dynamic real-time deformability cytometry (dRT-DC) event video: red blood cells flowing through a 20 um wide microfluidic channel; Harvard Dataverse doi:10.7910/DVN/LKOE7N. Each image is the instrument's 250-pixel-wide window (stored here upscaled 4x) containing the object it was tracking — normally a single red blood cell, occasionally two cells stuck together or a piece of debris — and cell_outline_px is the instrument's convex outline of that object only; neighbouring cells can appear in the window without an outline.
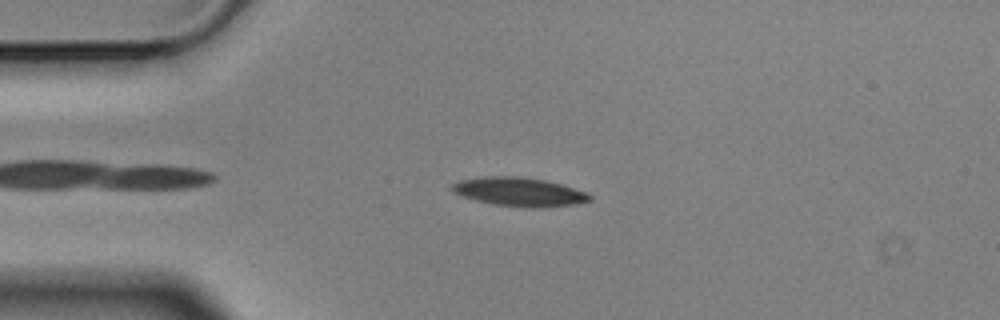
{"species": "Egyptian fruit bat (a non-hibernating species)", "species_latin": "Rousettus aegyptiacus", "temperature_condition": "cold", "stored_images_in_passage": 41, "camera_frame_rate_fps": 3000, "um_per_image_px": 0.085, "animal": {"sex": "male"}, "frame": {"image": 1, "passage_image": 2, "time_ms": 0.333, "image_size_px": [1000, 320], "cell_outline_px": [[592, 200], [576, 204], [540, 208], [524, 208], [492, 204], [476, 200], [452, 192], [448, 188], [452, 184], [460, 180], [484, 176], [524, 176], [544, 180], [560, 184], [588, 192], [592, 196]], "centroid_in_image_um": [44.14, 16.31], "position_along_channel_um": 40.9, "area_um2": 23.41}}
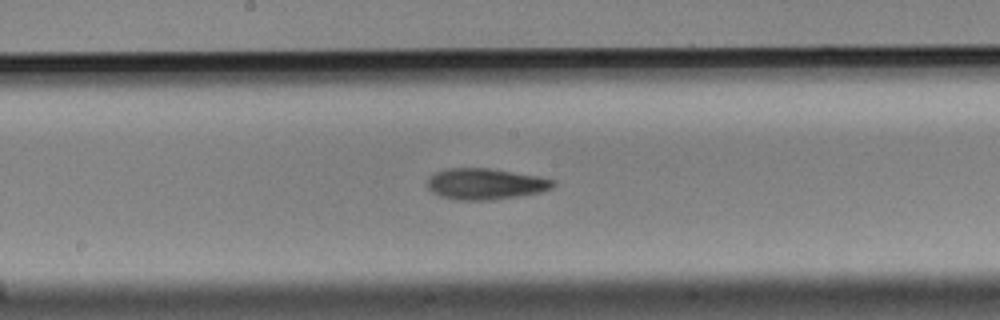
{"frame": {"image": 2, "passage_image": 18, "time_ms": 5.667, "image_size_px": [1000, 320], "cell_outline_px": [[556, 184], [552, 188], [540, 192], [520, 196], [492, 200], [456, 200], [440, 196], [432, 192], [428, 188], [428, 176], [436, 172], [448, 168], [488, 168], [536, 176], [556, 180]], "centroid_in_image_um": [41.25, 15.64], "position_along_channel_um": 207.0, "area_um2": 22.83}}
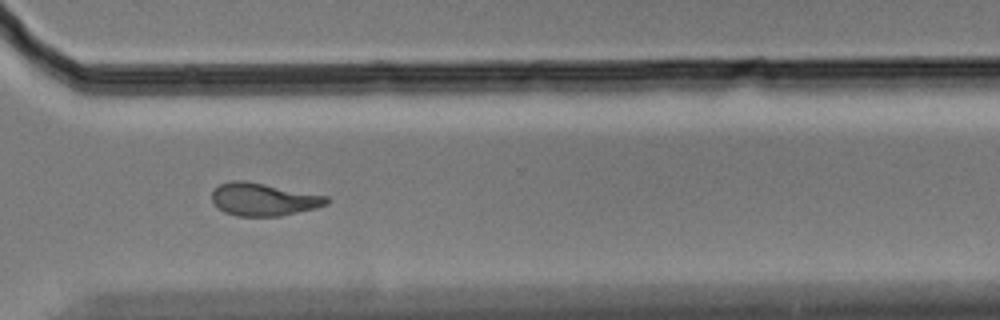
{"frame": {"image": 3, "passage_image": 30, "time_ms": 9.667, "image_size_px": [1000, 320], "cell_outline_px": [[328, 204], [316, 208], [280, 216], [236, 216], [224, 212], [212, 200], [212, 192], [220, 184], [232, 180], [248, 180], [328, 196]], "centroid_in_image_um": [22.41, 16.93], "position_along_channel_um": 348.2, "area_um2": 21.96}, "authors_computed_cell_mechanics": {"area_um2": 22.8888, "velocity_mm_per_s": 3.5451, "shape_relaxation_time_tau1_ms": 5.9669, "shape_relaxation_time_tau2_ms": 5.8449, "deformation_change_tau1": 0.1837, "deformation_change_tau2": 0.1471}}